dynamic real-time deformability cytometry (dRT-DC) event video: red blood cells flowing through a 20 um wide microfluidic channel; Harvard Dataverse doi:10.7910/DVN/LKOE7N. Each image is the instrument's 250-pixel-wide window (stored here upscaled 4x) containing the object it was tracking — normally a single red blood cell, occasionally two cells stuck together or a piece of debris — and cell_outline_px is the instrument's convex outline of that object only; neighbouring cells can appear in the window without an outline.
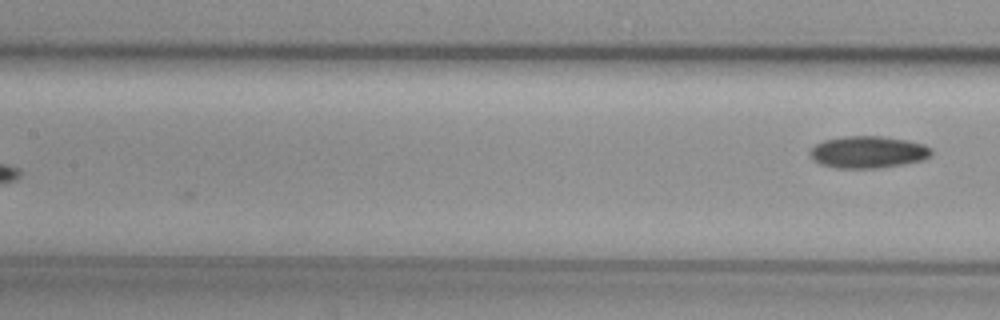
{"species": "common noctule bat (a hibernating species)", "species_latin": "Nyctalus noctula", "temperature_condition": "cold", "stored_images_in_passage": 4, "camera_frame_rate_fps": 3000, "um_per_image_px": 0.085, "animal": {"sex": "female", "body_mass_g": 29.2, "forearm_length_mm": 56.3}, "frame": {"image": 1, "passage_image": 4, "time_ms": 3.667, "image_size_px": [1000, 320], "cell_outline_px": [[932, 156], [924, 160], [904, 164], [876, 168], [836, 168], [820, 164], [812, 160], [808, 156], [808, 152], [816, 144], [824, 140], [844, 136], [880, 136], [904, 140], [924, 144], [932, 148]], "centroid_in_image_um": [73.77, 12.93], "position_along_channel_um": 133.6, "area_um2": 22.83}}